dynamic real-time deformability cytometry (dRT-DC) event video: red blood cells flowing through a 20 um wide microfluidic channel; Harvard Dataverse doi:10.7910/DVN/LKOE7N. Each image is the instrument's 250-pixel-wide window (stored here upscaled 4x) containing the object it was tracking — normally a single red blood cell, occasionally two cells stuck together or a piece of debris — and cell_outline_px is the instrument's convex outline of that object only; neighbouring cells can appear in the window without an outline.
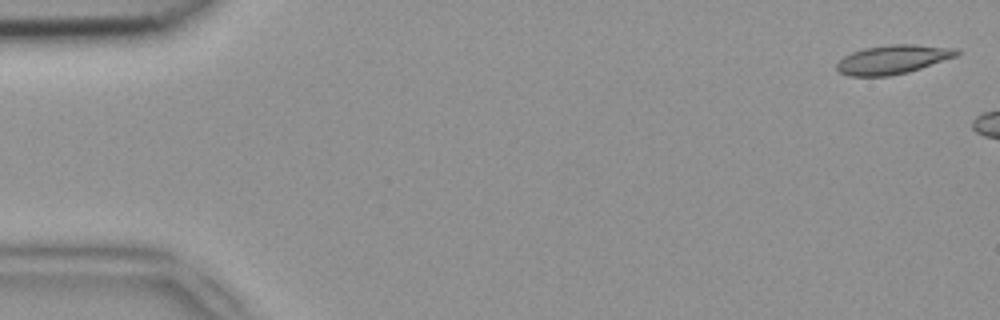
{"species": "common noctule bat (a hibernating species)", "species_latin": "Nyctalus noctula", "temperature_condition": "room temperature", "stored_images_in_passage": 5, "camera_frame_rate_fps": 3000, "um_per_image_px": 0.085, "animal": {"sex": "female", "body_mass_g": 18.4}, "frame": {"image": 1, "passage_image": 1, "time_ms": 0.0, "image_size_px": [1000, 320], "cell_outline_px": [[960, 52], [956, 56], [908, 72], [888, 76], [848, 76], [840, 72], [836, 68], [836, 64], [844, 56], [852, 52], [864, 48], [888, 44], [916, 44], [956, 48]], "centroid_in_image_um": [75.87, 5.04], "position_along_channel_um": 9.1, "area_um2": 20.17}}